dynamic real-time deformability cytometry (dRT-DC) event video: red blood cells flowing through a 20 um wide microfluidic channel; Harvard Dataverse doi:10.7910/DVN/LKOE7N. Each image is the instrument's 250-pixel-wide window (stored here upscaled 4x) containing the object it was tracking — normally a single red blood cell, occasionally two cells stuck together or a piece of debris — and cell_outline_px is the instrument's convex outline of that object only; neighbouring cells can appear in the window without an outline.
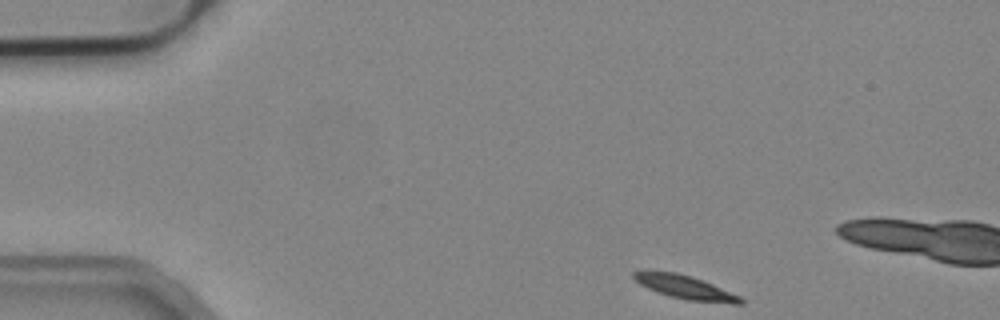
{"species": "common noctule bat (a hibernating species)", "species_latin": "Nyctalus noctula", "temperature_condition": "cold", "stored_images_in_passage": 9, "camera_frame_rate_fps": 3000, "um_per_image_px": 0.085, "animal": {"sex": "male", "body_mass_g": 19.2, "forearm_length_mm": 51.8}, "frame": {"image": 1, "passage_image": 1, "time_ms": 0.0, "image_size_px": [1000, 320], "cell_outline_px": [[744, 304], [732, 304], [684, 300], [668, 296], [656, 292], [640, 284], [632, 276], [632, 272], [640, 268], [652, 268], [676, 272], [692, 276], [712, 284], [740, 296], [744, 300]], "centroid_in_image_um": [58.14, 24.37], "position_along_channel_um": 26.9, "area_um2": 15.43}}